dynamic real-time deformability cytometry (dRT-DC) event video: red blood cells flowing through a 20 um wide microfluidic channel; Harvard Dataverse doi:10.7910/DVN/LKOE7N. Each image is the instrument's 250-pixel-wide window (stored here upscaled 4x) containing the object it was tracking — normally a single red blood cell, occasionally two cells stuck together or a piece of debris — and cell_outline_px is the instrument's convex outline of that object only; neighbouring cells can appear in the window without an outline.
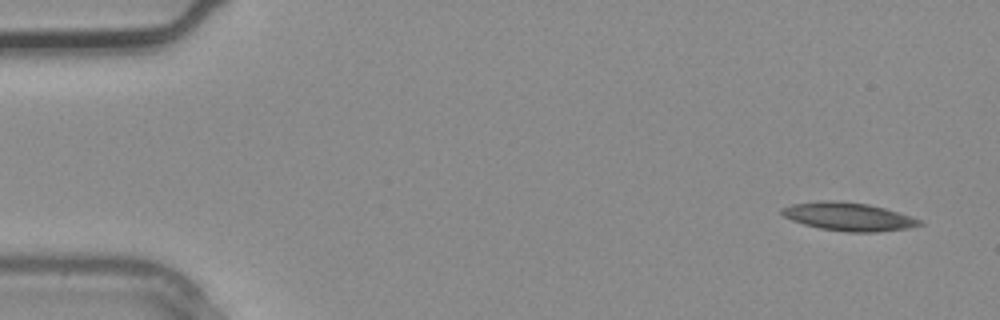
{"species": "common noctule bat (a hibernating species)", "species_latin": "Nyctalus noctula", "temperature_condition": "warm", "stored_images_in_passage": 3, "camera_frame_rate_fps": 3000, "um_per_image_px": 0.085, "animal": {"sex": "male", "body_mass_g": 20.4}, "frame": {"image": 1, "passage_image": 1, "time_ms": 0.0, "image_size_px": [1000, 320], "cell_outline_px": [[924, 224], [908, 228], [876, 232], [848, 232], [820, 228], [804, 224], [792, 220], [784, 216], [780, 212], [780, 208], [792, 204], [824, 200], [832, 200], [868, 204], [884, 208], [912, 216], [920, 220]], "centroid_in_image_um": [72.11, 18.41], "position_along_channel_um": 12.9, "area_um2": 22.54}}
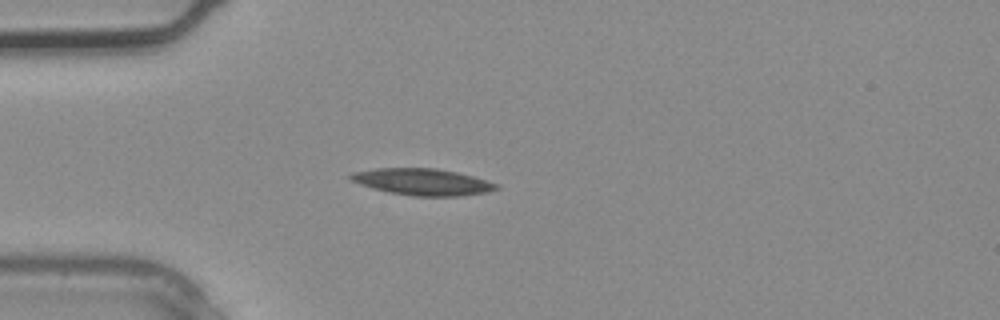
{"frame": {"image": 2, "passage_image": 3, "time_ms": 0.667, "image_size_px": [1000, 320], "cell_outline_px": [[500, 188], [488, 192], [460, 196], [412, 196], [372, 188], [360, 184], [352, 180], [348, 176], [352, 172], [376, 168], [436, 168], [456, 172], [472, 176], [500, 184]], "centroid_in_image_um": [35.95, 15.46], "position_along_channel_um": 49.1, "area_um2": 22.54}}